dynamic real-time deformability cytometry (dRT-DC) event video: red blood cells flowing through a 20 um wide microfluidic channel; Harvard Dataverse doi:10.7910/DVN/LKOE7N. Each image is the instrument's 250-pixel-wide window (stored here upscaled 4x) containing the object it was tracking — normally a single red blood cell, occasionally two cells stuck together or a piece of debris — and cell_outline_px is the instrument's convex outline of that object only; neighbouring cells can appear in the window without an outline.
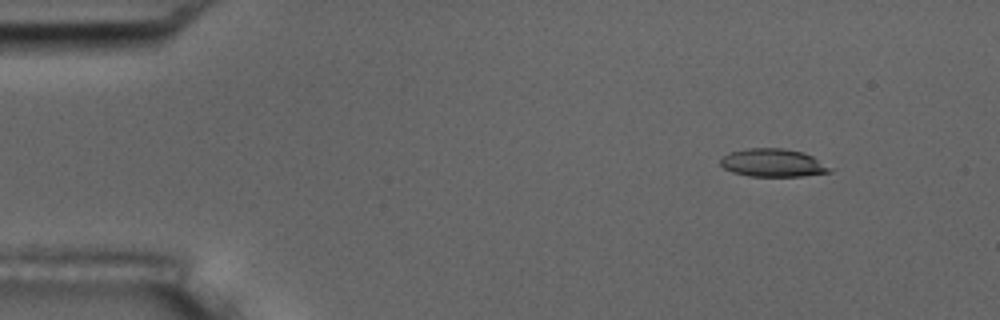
{"species": "common noctule bat (a hibernating species)", "species_latin": "Nyctalus noctula", "temperature_condition": "room temperature", "stored_images_in_passage": 4, "camera_frame_rate_fps": 3000, "um_per_image_px": 0.085, "animal": {"sex": "male", "body_mass_g": 17.5, "forearm_length_mm": 52.3}, "frame": {"image": 1, "passage_image": 1, "time_ms": 0.0, "image_size_px": [1000, 320], "cell_outline_px": [[836, 168], [832, 172], [804, 176], [748, 176], [732, 172], [724, 168], [720, 164], [720, 160], [728, 152], [748, 148], [784, 148], [804, 152]], "centroid_in_image_um": [65.76, 13.84], "position_along_channel_um": 19.2, "area_um2": 18.21}}